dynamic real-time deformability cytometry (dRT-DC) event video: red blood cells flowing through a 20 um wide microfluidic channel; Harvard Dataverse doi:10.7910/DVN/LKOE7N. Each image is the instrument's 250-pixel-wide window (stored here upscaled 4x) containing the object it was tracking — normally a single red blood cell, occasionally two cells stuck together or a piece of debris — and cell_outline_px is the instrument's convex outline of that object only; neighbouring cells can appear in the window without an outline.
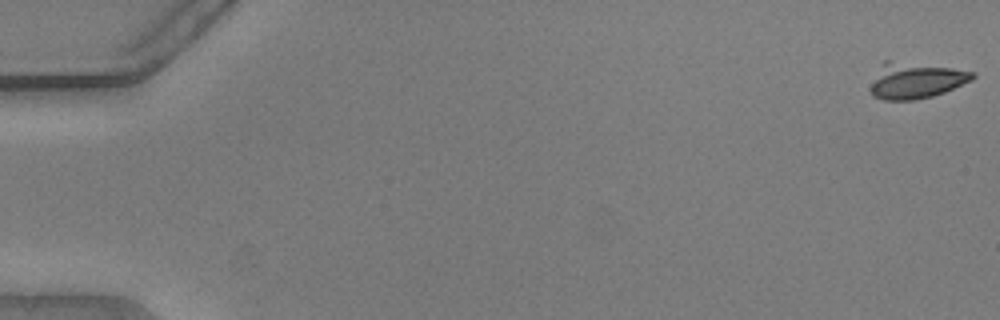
{"species": "common noctule bat (a hibernating species)", "species_latin": "Nyctalus noctula", "temperature_condition": "warm", "stored_images_in_passage": 19, "camera_frame_rate_fps": 3000, "um_per_image_px": 0.085, "animal": {"sex": "male", "body_mass_g": 20.5, "forearm_length_mm": 52.5}, "frame": {"image": 1, "passage_image": 1, "time_ms": 0.0, "image_size_px": [1000, 320], "cell_outline_px": [[976, 76], [972, 80], [944, 92], [932, 96], [916, 100], [884, 100], [872, 96], [868, 92], [880, 64], [884, 60], [888, 60], [952, 68], [976, 72]], "centroid_in_image_um": [77.8, 6.85], "position_along_channel_um": 7.2, "area_um2": 21.44}}
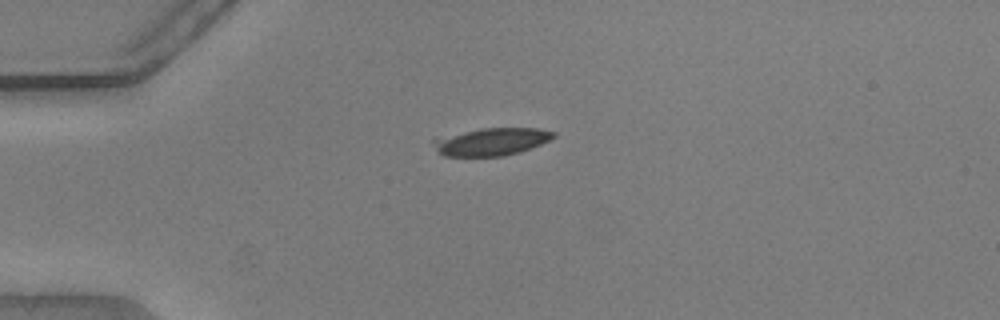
{"frame": {"image": 2, "passage_image": 15, "time_ms": 4.667, "image_size_px": [1000, 320], "cell_outline_px": [[556, 136], [540, 144], [520, 152], [504, 156], [444, 156], [436, 148], [432, 140], [436, 136], [480, 128], [540, 128], [556, 132]], "centroid_in_image_um": [41.74, 12.03], "position_along_channel_um": 43.3, "area_um2": 19.48}}